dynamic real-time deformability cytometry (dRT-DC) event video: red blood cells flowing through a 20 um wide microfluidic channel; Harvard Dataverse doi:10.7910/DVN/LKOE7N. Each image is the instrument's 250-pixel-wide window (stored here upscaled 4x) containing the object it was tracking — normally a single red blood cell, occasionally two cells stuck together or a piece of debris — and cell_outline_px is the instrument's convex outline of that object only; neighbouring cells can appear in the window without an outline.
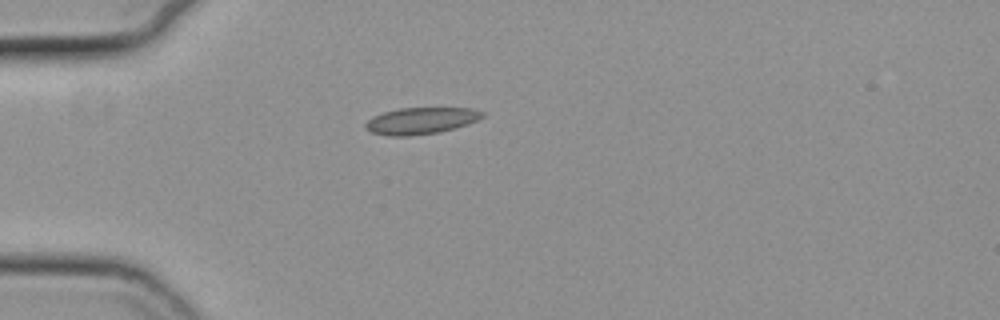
{"species": "common noctule bat (a hibernating species)", "species_latin": "Nyctalus noctula", "temperature_condition": "cold", "stored_images_in_passage": 35, "camera_frame_rate_fps": 3000, "um_per_image_px": 0.085, "animal": {"sex": "female", "body_mass_g": 19.3, "forearm_length_mm": 54.1}, "frame": {"image": 1, "passage_image": 1, "time_ms": 0.0, "image_size_px": [1000, 320], "cell_outline_px": [[484, 116], [468, 124], [440, 132], [408, 136], [388, 136], [372, 132], [364, 128], [364, 124], [372, 116], [384, 112], [400, 108], [472, 108], [484, 112]], "centroid_in_image_um": [35.76, 10.26], "position_along_channel_um": 49.2, "area_um2": 18.15}}
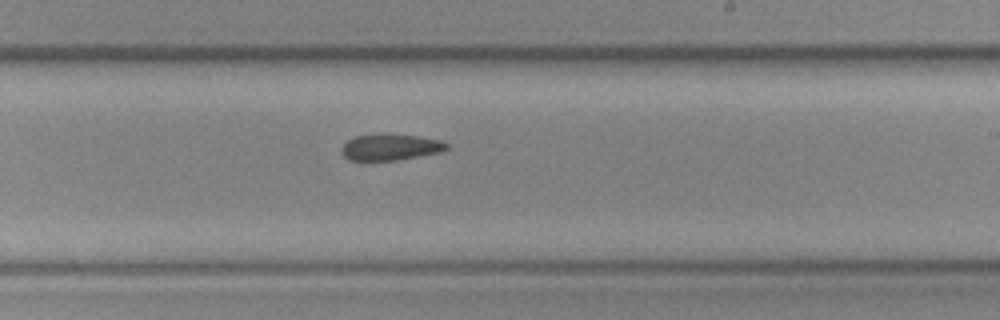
{"frame": {"image": 2, "passage_image": 19, "time_ms": 6.0, "image_size_px": [1000, 320], "cell_outline_px": [[448, 148], [440, 152], [396, 160], [364, 164], [348, 160], [340, 152], [340, 148], [348, 140], [356, 136], [376, 132], [420, 136], [440, 140], [448, 144]], "centroid_in_image_um": [33.07, 12.53], "position_along_channel_um": 255.9, "area_um2": 17.05}}
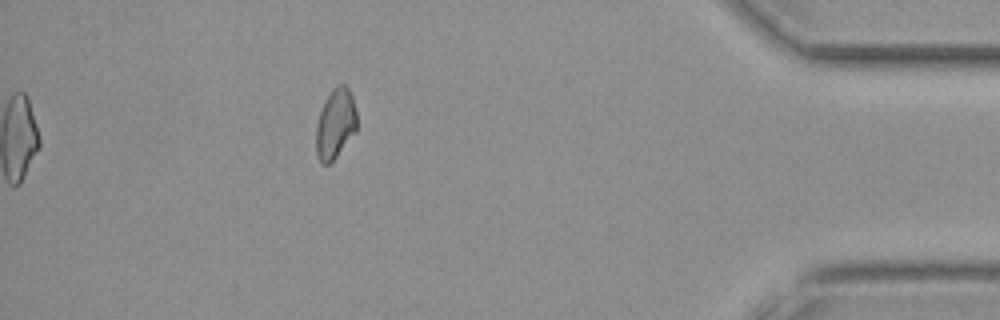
{"frame": {"image": 3, "passage_image": 35, "time_ms": 11.333, "image_size_px": [1000, 320], "cell_outline_px": [[356, 132], [336, 156], [328, 164], [324, 164], [320, 160], [316, 152], [316, 124], [324, 100], [332, 88], [336, 84], [344, 84], [348, 88], [352, 96], [356, 112]], "centroid_in_image_um": [28.5, 10.48], "position_along_channel_um": 406.7, "area_um2": 16.59}, "authors_computed_cell_mechanics": {"area_um2": 16.9932, "velocity_mm_per_s": 3.7371, "shape_relaxation_time_tau1_ms": 9.7262, "shape_relaxation_time_tau2_ms": 5.7557, "deformation_change_tau1": 0.1055, "deformation_change_tau2": 0.1054}}